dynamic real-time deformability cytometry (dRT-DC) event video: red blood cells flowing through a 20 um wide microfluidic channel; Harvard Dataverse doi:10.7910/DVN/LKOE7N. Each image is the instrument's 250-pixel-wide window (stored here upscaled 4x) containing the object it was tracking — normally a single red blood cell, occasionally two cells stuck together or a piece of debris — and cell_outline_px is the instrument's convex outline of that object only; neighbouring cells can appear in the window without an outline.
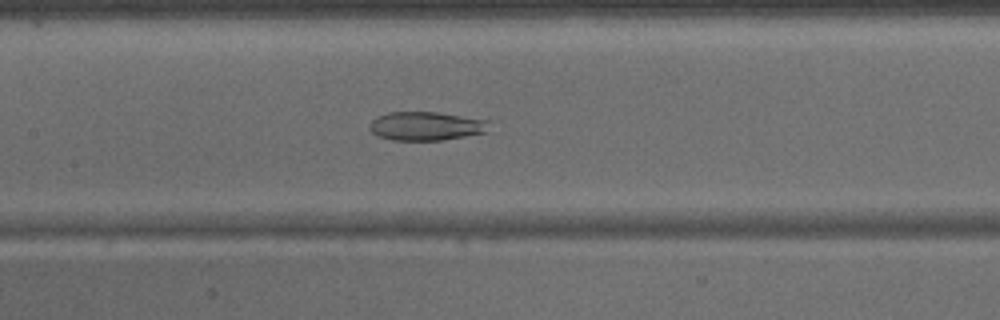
{"species": "common noctule bat (a hibernating species)", "species_latin": "Nyctalus noctula", "temperature_condition": "warm", "stored_images_in_passage": 44, "camera_frame_rate_fps": 3000, "um_per_image_px": 0.085, "animal": {"sex": "male", "body_mass_g": 15.6}, "frame": {"image": 1, "passage_image": 21, "time_ms": 6.667, "image_size_px": [1000, 320], "cell_outline_px": [[492, 132], [440, 140], [392, 140], [376, 136], [368, 128], [368, 124], [376, 116], [388, 112], [436, 112], [488, 120]], "centroid_in_image_um": [36.22, 10.72], "position_along_channel_um": 171.2, "area_um2": 20.35}}
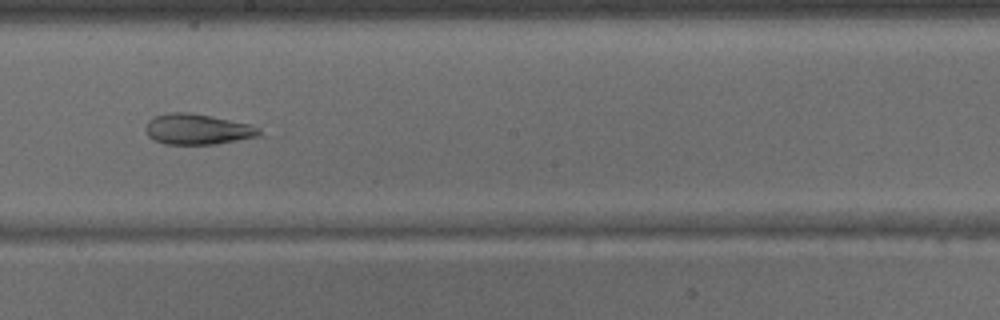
{"frame": {"image": 2, "passage_image": 25, "time_ms": 8.0, "image_size_px": [1000, 320], "cell_outline_px": [[260, 136], [216, 144], [164, 144], [148, 136], [144, 128], [148, 120], [164, 112], [192, 112], [248, 124], [260, 128]], "centroid_in_image_um": [16.75, 10.98], "position_along_channel_um": 231.5, "area_um2": 20.29}}
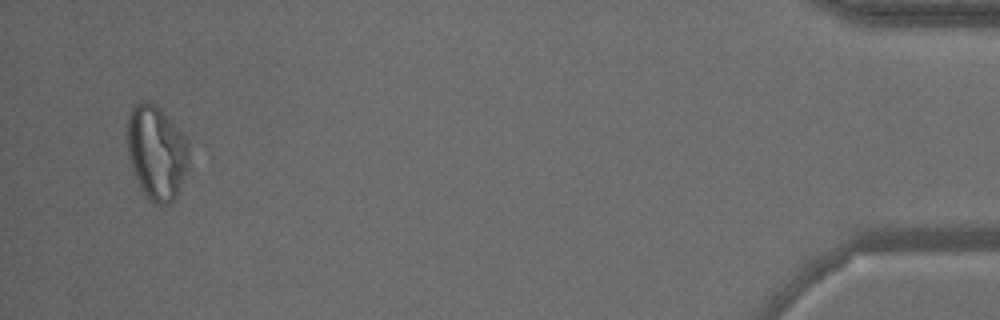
{"frame": {"image": 3, "passage_image": 43, "time_ms": 14.0, "image_size_px": [1000, 320], "cell_outline_px": [[188, 168], [176, 196], [168, 204], [160, 208], [152, 204], [144, 196], [140, 188], [132, 168], [128, 152], [128, 116], [132, 108], [140, 100], [152, 100], [160, 108], [184, 136], [188, 144]], "centroid_in_image_um": [13.3, 12.99], "position_along_channel_um": 421.9, "area_um2": 34.04}}